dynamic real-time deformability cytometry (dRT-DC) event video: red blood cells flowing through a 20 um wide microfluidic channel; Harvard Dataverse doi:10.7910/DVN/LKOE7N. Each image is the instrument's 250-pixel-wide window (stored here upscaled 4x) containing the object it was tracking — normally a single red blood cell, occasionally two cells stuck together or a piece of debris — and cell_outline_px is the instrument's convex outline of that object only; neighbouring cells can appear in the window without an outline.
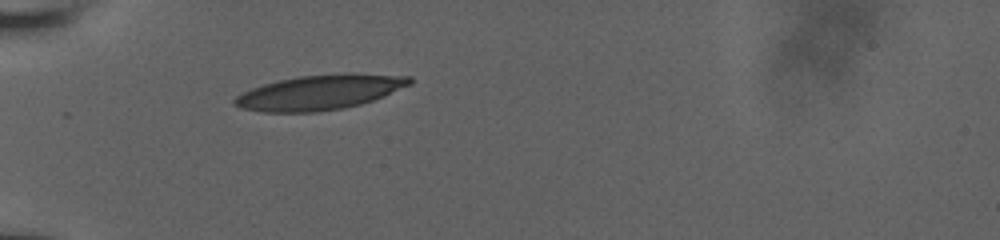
{"species": "human", "species_latin": "Homo sapiens", "temperature_condition": "room temperature", "stored_images_in_passage": 31, "camera_frame_rate_fps": 3000, "um_per_image_px": 0.085, "donor": {"sex": "male"}, "frame": {"image": 1, "passage_image": 1, "time_ms": 0.0, "image_size_px": [1000, 240], "cell_outline_px": [[412, 84], [384, 96], [360, 104], [344, 108], [316, 112], [264, 112], [240, 108], [232, 104], [232, 100], [236, 96], [252, 88], [264, 84], [280, 80], [300, 76], [344, 72], [352, 72], [412, 76]], "centroid_in_image_um": [27.22, 7.83], "position_along_channel_um": 57.8, "area_um2": 35.89}}
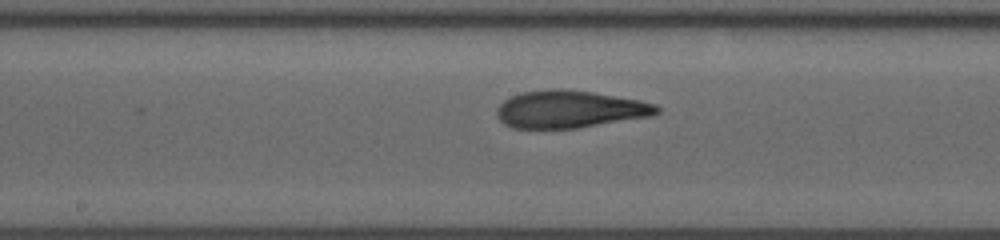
{"frame": {"image": 2, "passage_image": 13, "time_ms": 4.0, "image_size_px": [1000, 240], "cell_outline_px": [[660, 112], [656, 116], [576, 128], [512, 128], [504, 124], [496, 116], [496, 108], [504, 100], [512, 96], [524, 92], [552, 88], [560, 88], [592, 92], [640, 100], [656, 104], [660, 108]], "centroid_in_image_um": [48.46, 9.29], "position_along_channel_um": 199.7, "area_um2": 35.14}}
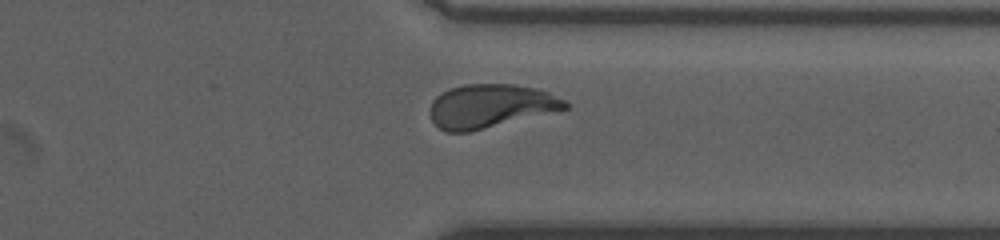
{"frame": {"image": 3, "passage_image": 26, "time_ms": 8.333, "image_size_px": [1000, 240], "cell_outline_px": [[572, 104], [568, 108], [468, 132], [444, 132], [432, 120], [432, 100], [440, 92], [448, 88], [464, 84], [516, 84], [536, 88], [548, 92]], "centroid_in_image_um": [41.68, 8.99], "position_along_channel_um": 369.7, "area_um2": 34.1}, "authors_computed_cell_mechanics": {"area_um2": 34.6222, "velocity_mm_per_s": 3.9239, "shape_relaxation_time_tau1_ms": null, "shape_relaxation_time_tau2_ms": 1.5805, "deformation_change_tau1": null, "deformation_change_tau2": 0.0924}}